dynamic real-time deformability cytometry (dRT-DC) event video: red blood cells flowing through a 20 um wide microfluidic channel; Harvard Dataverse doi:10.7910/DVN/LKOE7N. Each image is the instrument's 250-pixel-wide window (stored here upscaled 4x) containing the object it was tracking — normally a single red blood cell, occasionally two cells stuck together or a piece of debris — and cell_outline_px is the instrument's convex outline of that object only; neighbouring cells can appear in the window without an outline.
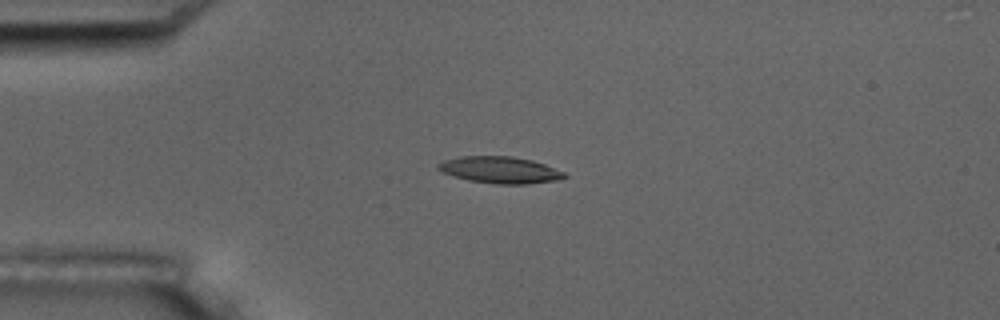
{"species": "common noctule bat (a hibernating species)", "species_latin": "Nyctalus noctula", "temperature_condition": "room temperature", "stored_images_in_passage": 3, "camera_frame_rate_fps": 3000, "um_per_image_px": 0.085, "animal": {"sex": "male", "body_mass_g": 17.5, "forearm_length_mm": 52.3}, "frame": {"image": 1, "passage_image": 3, "time_ms": 2.333, "image_size_px": [1000, 320], "cell_outline_px": [[568, 176], [560, 180], [528, 184], [496, 184], [468, 180], [444, 172], [436, 168], [436, 164], [444, 160], [460, 156], [512, 156], [532, 160], [544, 164], [564, 172]], "centroid_in_image_um": [42.52, 14.44], "position_along_channel_um": 42.5, "area_um2": 19.65}}